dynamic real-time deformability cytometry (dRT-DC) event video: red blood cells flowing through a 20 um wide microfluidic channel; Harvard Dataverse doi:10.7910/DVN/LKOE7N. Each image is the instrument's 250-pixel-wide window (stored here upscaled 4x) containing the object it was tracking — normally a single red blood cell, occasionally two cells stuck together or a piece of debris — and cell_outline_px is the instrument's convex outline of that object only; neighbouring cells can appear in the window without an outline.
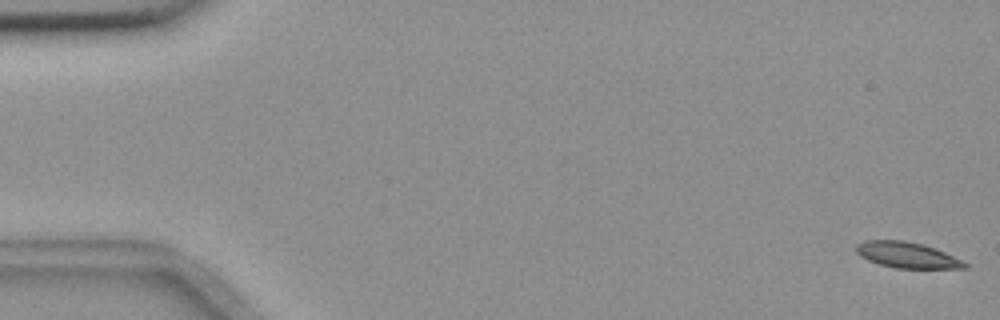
{"species": "common noctule bat (a hibernating species)", "species_latin": "Nyctalus noctula", "temperature_condition": "room temperature", "stored_images_in_passage": 9, "camera_frame_rate_fps": 3000, "um_per_image_px": 0.085, "animal": {"sex": "female", "body_mass_g": 18.4}, "frame": {"image": 1, "passage_image": 1, "time_ms": 0.0, "image_size_px": [1000, 320], "cell_outline_px": [[968, 268], [896, 268], [880, 264], [868, 260], [860, 256], [856, 252], [856, 244], [864, 240], [904, 240], [924, 244], [936, 248], [968, 264]], "centroid_in_image_um": [77.07, 21.66], "position_along_channel_um": 7.9, "area_um2": 16.3}}
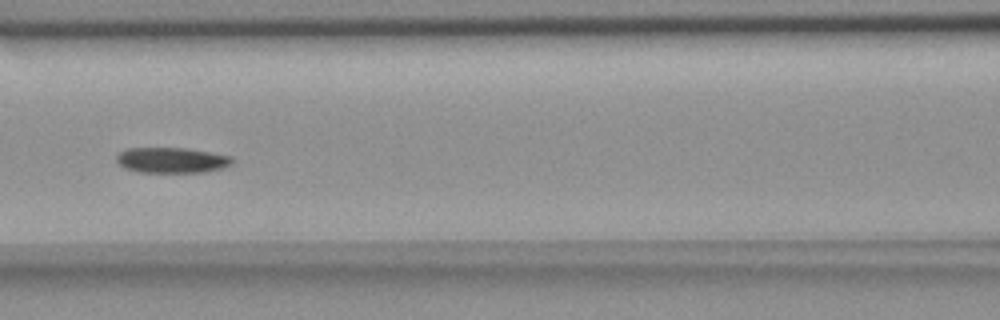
{"frame": {"image": 2, "passage_image": 8, "time_ms": 2.333, "image_size_px": [1000, 320], "cell_outline_px": [[232, 164], [220, 168], [204, 172], [140, 172], [124, 168], [116, 160], [116, 156], [120, 152], [128, 148], [184, 148], [232, 156]], "centroid_in_image_um": [14.57, 13.61], "position_along_channel_um": 152.0, "area_um2": 16.99}}
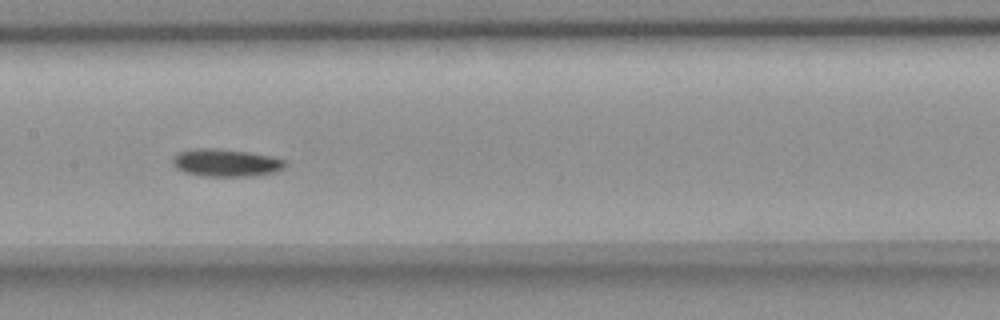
{"frame": {"image": 3, "passage_image": 9, "time_ms": 2.667, "image_size_px": [1000, 320], "cell_outline_px": [[288, 164], [284, 168], [272, 172], [248, 176], [200, 176], [184, 172], [176, 168], [172, 164], [172, 156], [176, 152], [192, 148], [220, 148], [248, 152], [272, 156], [288, 160]], "centroid_in_image_um": [19.16, 13.81], "position_along_channel_um": 188.2, "area_um2": 18.44}}